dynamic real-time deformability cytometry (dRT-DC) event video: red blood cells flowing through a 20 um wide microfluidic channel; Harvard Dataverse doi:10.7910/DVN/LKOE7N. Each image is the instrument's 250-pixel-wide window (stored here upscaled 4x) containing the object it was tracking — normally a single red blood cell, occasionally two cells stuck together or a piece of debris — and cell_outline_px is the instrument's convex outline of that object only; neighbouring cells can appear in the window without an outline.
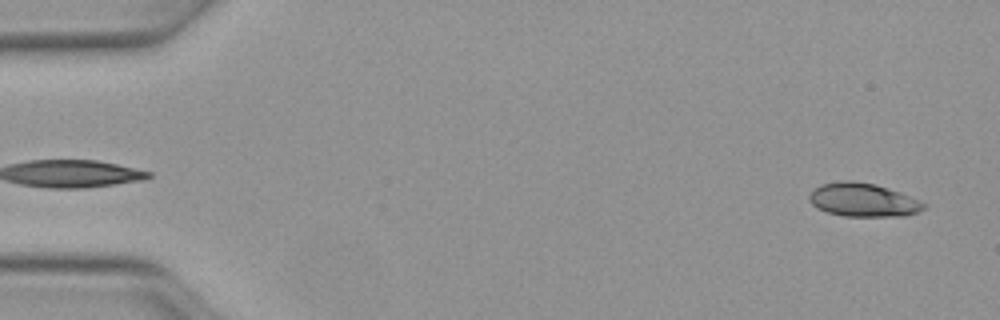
{"species": "Egyptian fruit bat (a non-hibernating species)", "species_latin": "Rousettus aegyptiacus", "temperature_condition": "warm", "stored_images_in_passage": 49, "camera_frame_rate_fps": 3000, "um_per_image_px": 0.085, "animal": {"sex": "female"}, "frame": {"image": 1, "passage_image": 2, "time_ms": 0.333, "image_size_px": [1000, 320], "cell_outline_px": [[928, 204], [924, 208], [916, 212], [904, 216], [844, 216], [828, 212], [816, 208], [808, 200], [808, 196], [820, 184], [844, 180], [852, 180], [876, 184], [900, 192], [920, 200]], "centroid_in_image_um": [73.36, 16.99], "position_along_channel_um": 11.6, "area_um2": 22.43}}
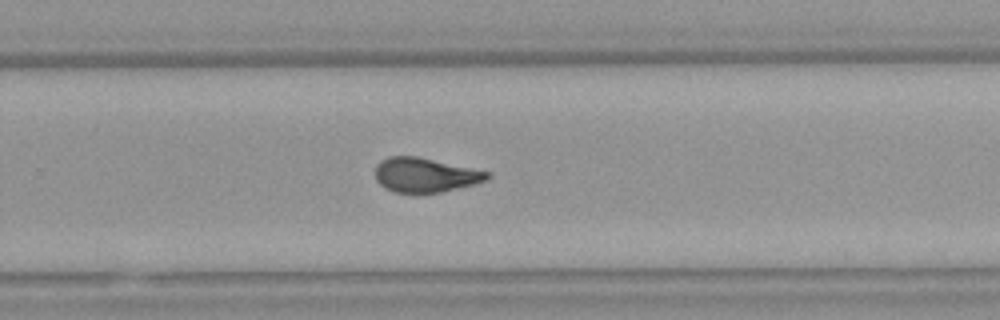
{"frame": {"image": 2, "passage_image": 32, "time_ms": 10.333, "image_size_px": [1000, 320], "cell_outline_px": [[492, 176], [488, 180], [476, 184], [440, 192], [416, 196], [396, 192], [384, 188], [376, 180], [376, 164], [380, 160], [388, 156], [416, 156], [492, 172]], "centroid_in_image_um": [36.15, 14.91], "position_along_channel_um": 293.6, "area_um2": 23.18}}
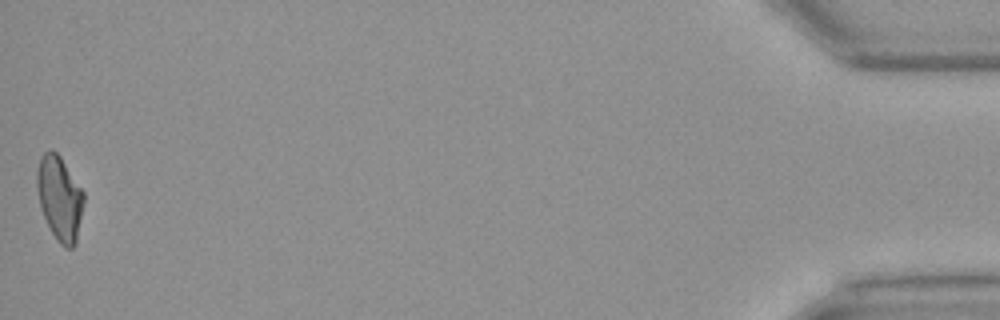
{"frame": {"image": 3, "passage_image": 49, "time_ms": 16.0, "image_size_px": [1000, 320], "cell_outline_px": [[84, 204], [76, 244], [72, 248], [64, 248], [60, 244], [52, 232], [40, 208], [36, 188], [36, 172], [40, 156], [44, 152], [52, 148], [60, 156], [84, 192]], "centroid_in_image_um": [5.06, 16.83], "position_along_channel_um": 430.1, "area_um2": 23.24}, "authors_computed_cell_mechanics": {"area_um2": 22.7154, "velocity_mm_per_s": 4.1191, "shape_relaxation_time_tau1_ms": 5.9801, "shape_relaxation_time_tau2_ms": 1.4174, "deformation_change_tau1": 0.1965, "deformation_change_tau2": 0.0881}}